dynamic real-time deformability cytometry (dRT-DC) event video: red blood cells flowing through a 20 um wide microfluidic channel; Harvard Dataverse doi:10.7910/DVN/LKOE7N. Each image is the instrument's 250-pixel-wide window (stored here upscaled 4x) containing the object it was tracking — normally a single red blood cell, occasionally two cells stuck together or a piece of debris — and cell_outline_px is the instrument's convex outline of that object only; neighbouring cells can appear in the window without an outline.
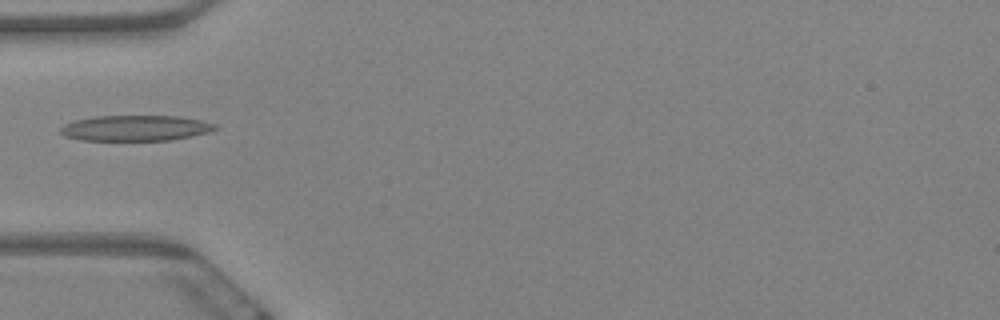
{"species": "Egyptian fruit bat (a non-hibernating species)", "species_latin": "Rousettus aegyptiacus", "temperature_condition": "warm", "stored_images_in_passage": 7, "camera_frame_rate_fps": 3000, "um_per_image_px": 0.085, "animal": {"sex": "female"}, "frame": {"image": 1, "passage_image": 5, "time_ms": 1.333, "image_size_px": [1000, 320], "cell_outline_px": [[220, 128], [208, 132], [192, 136], [168, 140], [84, 140], [64, 136], [60, 132], [60, 128], [64, 124], [76, 120], [92, 116], [180, 116], [200, 120], [216, 124]], "centroid_in_image_um": [11.53, 10.88], "position_along_channel_um": 73.5, "area_um2": 23.06}}
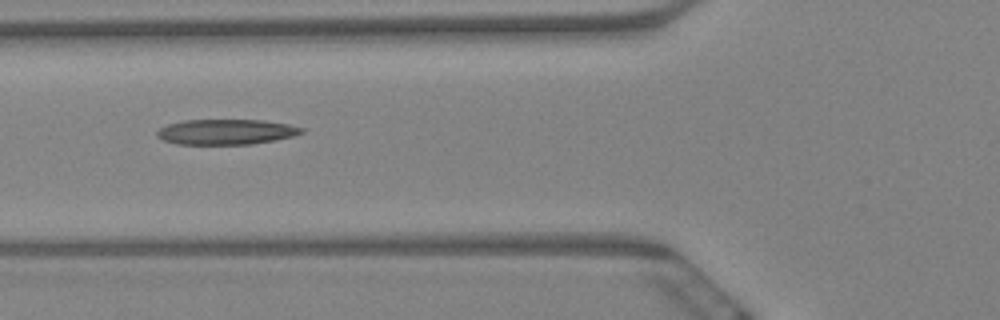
{"frame": {"image": 2, "passage_image": 6, "time_ms": 1.667, "image_size_px": [1000, 320], "cell_outline_px": [[304, 132], [292, 136], [276, 140], [252, 144], [176, 144], [164, 140], [156, 136], [156, 132], [160, 128], [168, 124], [184, 120], [264, 120], [288, 124], [304, 128]], "centroid_in_image_um": [19.22, 11.21], "position_along_channel_um": 106.6, "area_um2": 21.33}}
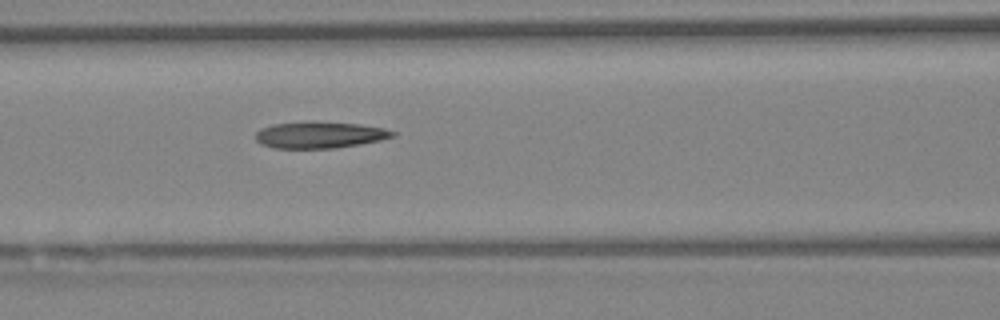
{"frame": {"image": 3, "passage_image": 7, "time_ms": 2.0, "image_size_px": [1000, 320], "cell_outline_px": [[396, 136], [380, 140], [360, 144], [336, 148], [272, 148], [260, 144], [256, 140], [256, 132], [260, 128], [272, 124], [308, 120], [312, 120], [360, 124], [384, 128], [396, 132]], "centroid_in_image_um": [27.15, 11.45], "position_along_channel_um": 139.4, "area_um2": 21.68}}